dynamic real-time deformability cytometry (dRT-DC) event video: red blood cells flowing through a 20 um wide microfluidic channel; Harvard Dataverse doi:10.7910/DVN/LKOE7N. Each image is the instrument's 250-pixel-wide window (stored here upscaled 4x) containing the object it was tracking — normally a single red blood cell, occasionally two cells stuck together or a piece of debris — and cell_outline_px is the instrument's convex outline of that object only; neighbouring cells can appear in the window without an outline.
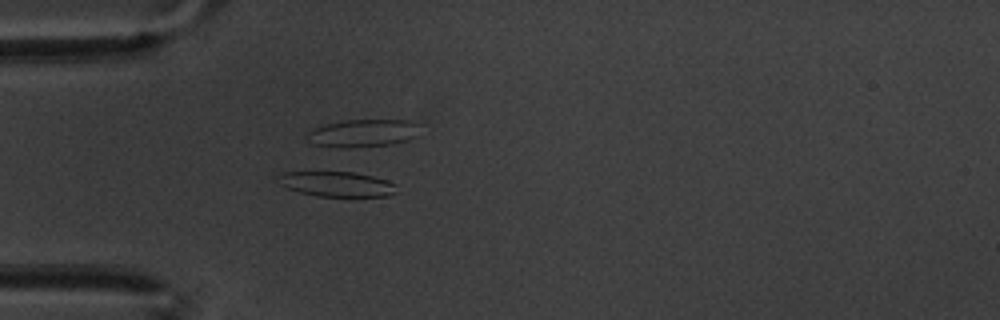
{"species": "common noctule bat (a hibernating species)", "species_latin": "Nyctalus noctula", "temperature_condition": "warm", "stored_images_in_passage": 60, "camera_frame_rate_fps": 3000, "um_per_image_px": 0.085, "animal": {"sex": "male", "body_mass_g": 20.1, "forearm_length_mm": 53.5}, "frame": {"image": 1, "passage_image": 18, "time_ms": 5.667, "image_size_px": [1000, 320], "cell_outline_px": [[396, 192], [388, 196], [316, 196], [284, 188], [280, 184], [276, 176], [284, 172], [352, 172], [372, 176], [388, 180], [396, 184]], "centroid_in_image_um": [28.6, 15.64], "position_along_channel_um": 56.4, "area_um2": 17.34}}